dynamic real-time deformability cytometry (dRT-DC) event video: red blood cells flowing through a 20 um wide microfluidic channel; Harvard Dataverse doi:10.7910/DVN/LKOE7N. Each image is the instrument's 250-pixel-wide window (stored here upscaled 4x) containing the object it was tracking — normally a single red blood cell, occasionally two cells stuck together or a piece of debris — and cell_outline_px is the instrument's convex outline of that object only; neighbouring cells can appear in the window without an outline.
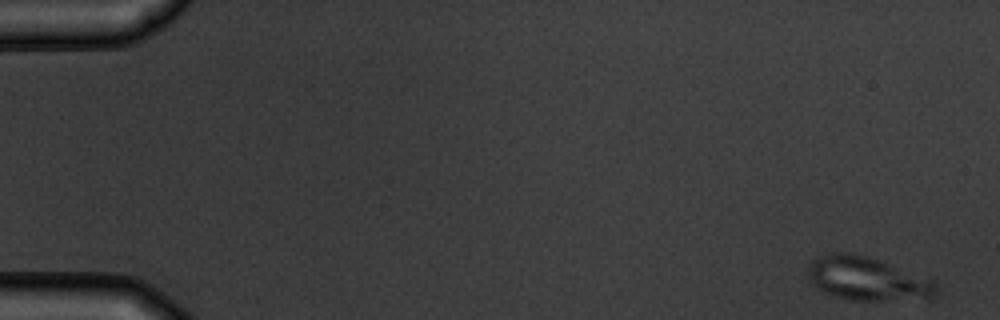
{"species": "common noctule bat (a hibernating species)", "species_latin": "Nyctalus noctula", "temperature_condition": "warm", "stored_images_in_passage": 6, "camera_frame_rate_fps": 3000, "um_per_image_px": 0.085, "animal": {"sex": "male", "body_mass_g": 19.5, "forearm_length_mm": 54.6}, "frame": {"image": 1, "passage_image": 1, "time_ms": 0.0, "image_size_px": [1000, 320], "cell_outline_px": [[940, 288], [936, 296], [928, 300], [852, 300], [832, 296], [816, 288], [808, 280], [808, 264], [816, 256], [828, 252], [852, 252], [868, 256], [936, 280], [940, 284]], "centroid_in_image_um": [73.77, 23.7], "position_along_channel_um": 11.2, "area_um2": 33.7}}